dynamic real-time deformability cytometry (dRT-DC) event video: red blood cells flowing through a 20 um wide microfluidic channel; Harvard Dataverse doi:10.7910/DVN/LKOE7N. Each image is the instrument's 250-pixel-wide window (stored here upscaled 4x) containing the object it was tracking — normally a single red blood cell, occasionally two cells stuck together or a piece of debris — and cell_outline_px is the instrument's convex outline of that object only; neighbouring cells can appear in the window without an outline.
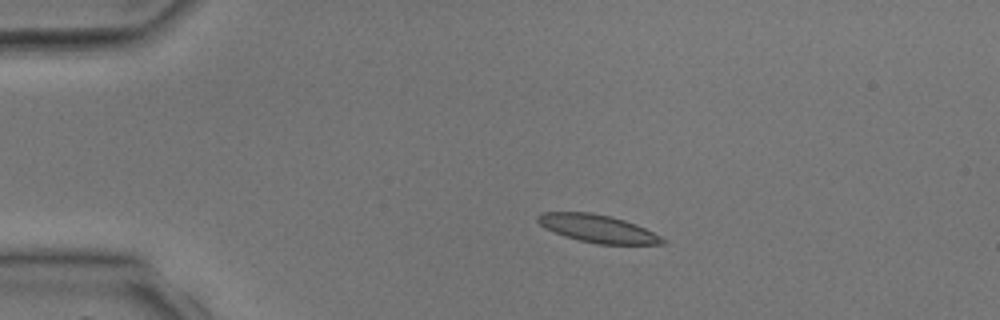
{"species": "common noctule bat (a hibernating species)", "species_latin": "Nyctalus noctula", "temperature_condition": "room temperature", "stored_images_in_passage": 40, "camera_frame_rate_fps": 3000, "um_per_image_px": 0.085, "animal": {"sex": "male", "body_mass_g": 17.9, "forearm_length_mm": 54.2}, "frame": {"image": 1, "passage_image": 9, "time_ms": 2.667, "image_size_px": [1000, 320], "cell_outline_px": [[668, 240], [664, 244], [596, 244], [564, 236], [544, 228], [536, 220], [536, 216], [540, 212], [592, 212], [624, 220], [636, 224]], "centroid_in_image_um": [50.77, 19.43], "position_along_channel_um": 34.2, "area_um2": 20.17}}
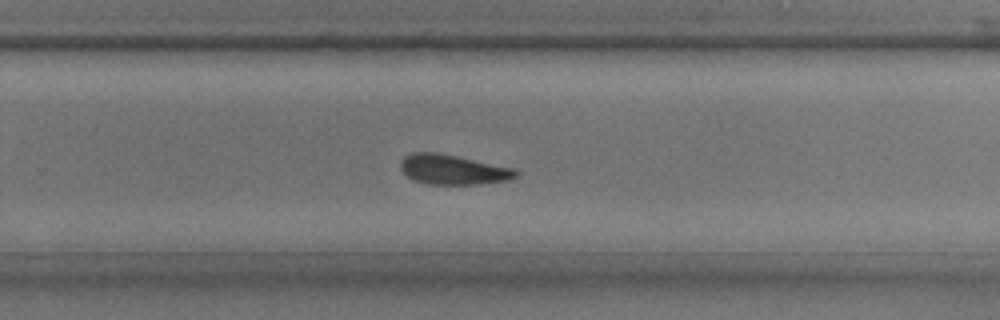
{"frame": {"image": 2, "passage_image": 27, "time_ms": 8.667, "image_size_px": [1000, 320], "cell_outline_px": [[516, 176], [508, 180], [480, 184], [428, 184], [412, 180], [400, 168], [400, 160], [404, 156], [412, 152], [436, 152], [516, 168]], "centroid_in_image_um": [38.47, 14.41], "position_along_channel_um": 291.3, "area_um2": 20.06}}
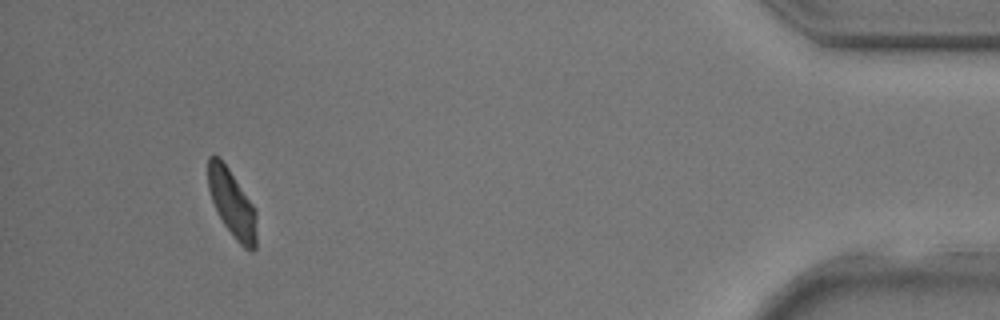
{"frame": {"image": 3, "passage_image": 38, "time_ms": 12.333, "image_size_px": [1000, 320], "cell_outline_px": [[256, 248], [252, 252], [244, 248], [236, 240], [224, 224], [212, 200], [208, 188], [208, 156], [220, 156], [252, 204], [256, 212]], "centroid_in_image_um": [19.73, 17.3], "position_along_channel_um": 415.5, "area_um2": 18.73}}